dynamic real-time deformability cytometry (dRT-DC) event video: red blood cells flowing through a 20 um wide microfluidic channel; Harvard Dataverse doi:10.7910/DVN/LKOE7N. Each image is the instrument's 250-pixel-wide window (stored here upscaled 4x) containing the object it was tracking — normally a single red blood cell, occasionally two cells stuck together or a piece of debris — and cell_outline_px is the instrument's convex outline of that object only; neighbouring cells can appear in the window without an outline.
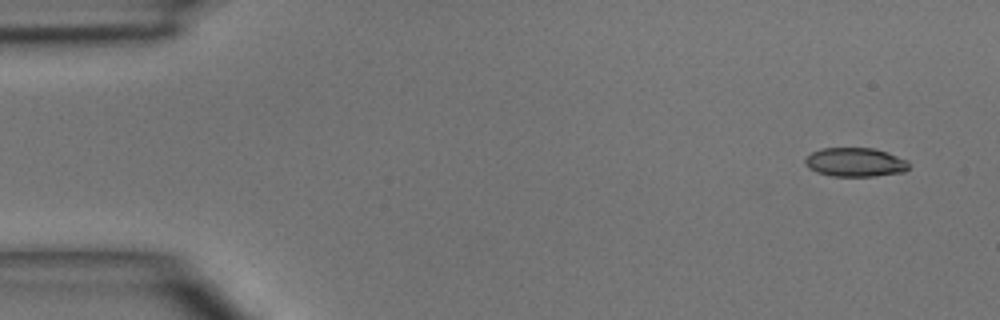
{"species": "common noctule bat (a hibernating species)", "species_latin": "Nyctalus noctula", "temperature_condition": "room temperature", "stored_images_in_passage": 4, "camera_frame_rate_fps": 3000, "um_per_image_px": 0.085, "animal": {"sex": "male", "body_mass_g": 15.6}, "frame": {"image": 1, "passage_image": 1, "time_ms": 0.0, "image_size_px": [1000, 320], "cell_outline_px": [[908, 168], [904, 172], [876, 176], [832, 176], [816, 172], [808, 168], [804, 164], [804, 160], [812, 152], [820, 148], [872, 148], [888, 152], [908, 160]], "centroid_in_image_um": [72.68, 13.79], "position_along_channel_um": 12.3, "area_um2": 17.63}}
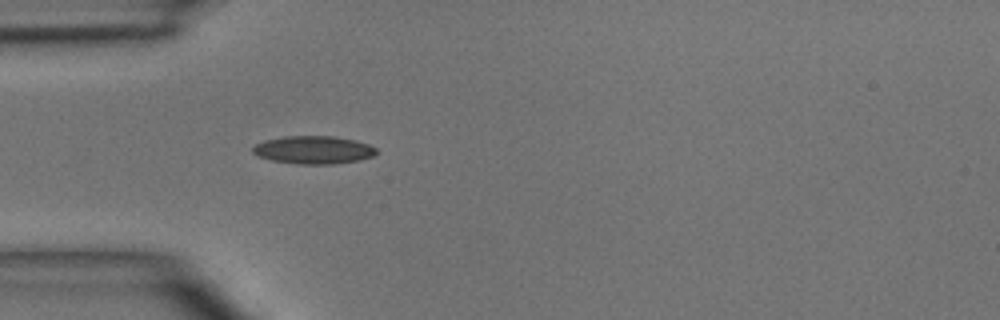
{"frame": {"image": 2, "passage_image": 4, "time_ms": 3.667, "image_size_px": [1000, 320], "cell_outline_px": [[376, 152], [372, 156], [360, 160], [332, 164], [300, 164], [272, 160], [256, 156], [252, 152], [252, 148], [256, 144], [264, 140], [284, 136], [332, 136], [356, 140], [368, 144], [376, 148]], "centroid_in_image_um": [26.62, 12.74], "position_along_channel_um": 58.4, "area_um2": 20.11}}